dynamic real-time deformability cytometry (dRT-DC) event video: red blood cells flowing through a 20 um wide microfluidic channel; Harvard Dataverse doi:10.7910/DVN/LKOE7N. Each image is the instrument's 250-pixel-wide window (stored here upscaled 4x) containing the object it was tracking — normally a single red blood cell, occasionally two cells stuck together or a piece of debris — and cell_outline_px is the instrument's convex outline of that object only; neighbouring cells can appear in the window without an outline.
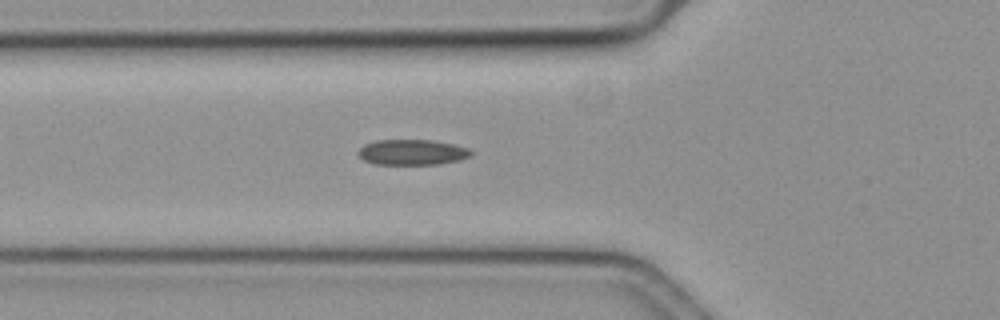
{"species": "common noctule bat (a hibernating species)", "species_latin": "Nyctalus noctula", "temperature_condition": "cold", "stored_images_in_passage": 57, "camera_frame_rate_fps": 3000, "um_per_image_px": 0.085, "animal": {"sex": "female", "body_mass_g": 19.3, "forearm_length_mm": 54.1}, "frame": {"image": 1, "passage_image": 21, "time_ms": 6.667, "image_size_px": [1000, 320], "cell_outline_px": [[472, 156], [460, 160], [440, 164], [372, 164], [364, 160], [356, 152], [364, 144], [376, 140], [432, 140], [452, 144], [468, 148], [472, 152]], "centroid_in_image_um": [35.03, 12.94], "position_along_channel_um": 90.8, "area_um2": 16.82}}
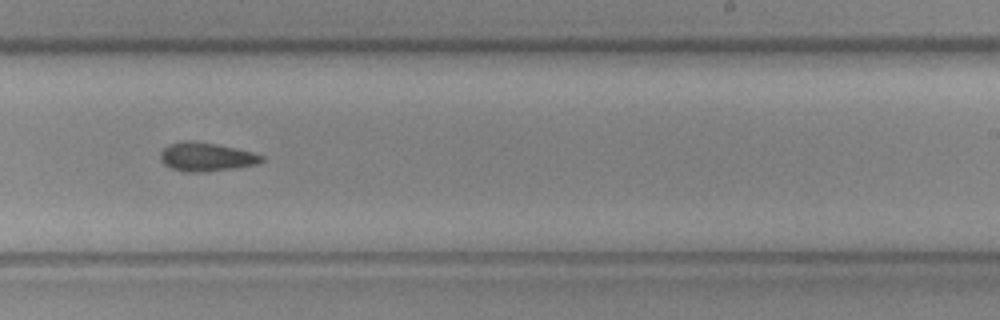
{"frame": {"image": 2, "passage_image": 36, "time_ms": 11.667, "image_size_px": [1000, 320], "cell_outline_px": [[264, 160], [256, 164], [236, 168], [200, 172], [184, 172], [172, 168], [164, 164], [160, 160], [160, 152], [168, 144], [184, 140], [192, 140], [216, 144], [252, 152], [264, 156]], "centroid_in_image_um": [17.5, 13.33], "position_along_channel_um": 271.5, "area_um2": 16.94}}
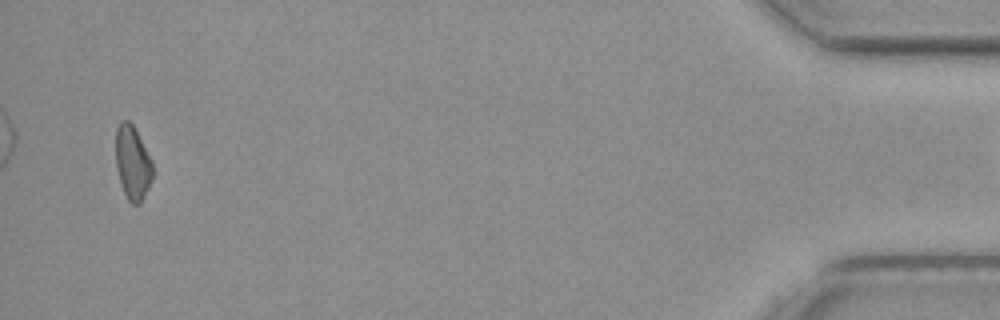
{"frame": {"image": 3, "passage_image": 56, "time_ms": 18.333, "image_size_px": [1000, 320], "cell_outline_px": [[152, 180], [140, 204], [132, 204], [128, 200], [124, 192], [116, 168], [116, 128], [120, 120], [128, 120], [132, 124], [152, 160]], "centroid_in_image_um": [11.26, 13.83], "position_along_channel_um": 423.9, "area_um2": 15.78}}